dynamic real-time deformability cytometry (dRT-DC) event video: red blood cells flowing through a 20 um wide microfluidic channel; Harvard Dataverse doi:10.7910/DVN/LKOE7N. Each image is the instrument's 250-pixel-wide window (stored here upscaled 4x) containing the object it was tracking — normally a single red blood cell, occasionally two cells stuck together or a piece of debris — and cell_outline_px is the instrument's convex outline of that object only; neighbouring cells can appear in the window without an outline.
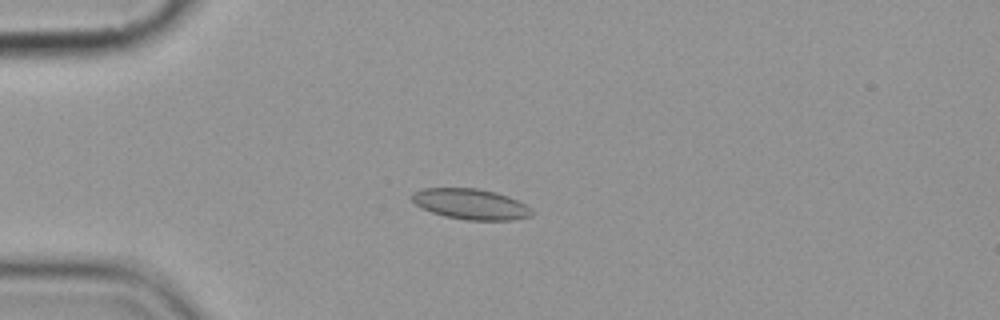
{"species": "common noctule bat (a hibernating species)", "species_latin": "Nyctalus noctula", "temperature_condition": "cold", "stored_images_in_passage": 6, "camera_frame_rate_fps": 3000, "um_per_image_px": 0.085, "animal": {"sex": "female", "body_mass_g": 19.9}, "frame": {"image": 1, "passage_image": 5, "time_ms": 4.667, "image_size_px": [1000, 320], "cell_outline_px": [[532, 216], [512, 220], [468, 220], [444, 216], [420, 208], [412, 200], [412, 192], [420, 188], [476, 188], [496, 192], [508, 196], [532, 208]], "centroid_in_image_um": [39.99, 17.34], "position_along_channel_um": 45.0, "area_um2": 21.44}}